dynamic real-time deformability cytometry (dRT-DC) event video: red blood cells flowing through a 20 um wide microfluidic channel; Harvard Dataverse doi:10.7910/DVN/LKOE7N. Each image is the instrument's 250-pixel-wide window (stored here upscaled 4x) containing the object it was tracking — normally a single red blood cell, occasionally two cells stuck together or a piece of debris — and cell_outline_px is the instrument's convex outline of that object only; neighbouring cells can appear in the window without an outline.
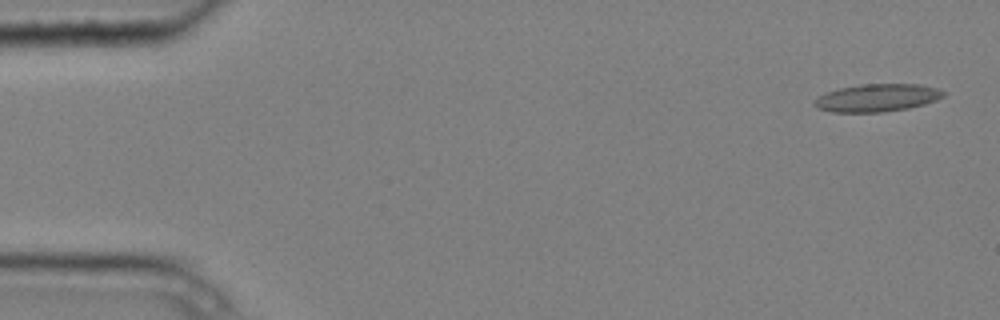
{"species": "common noctule bat (a hibernating species)", "species_latin": "Nyctalus noctula", "temperature_condition": "cold", "stored_images_in_passage": 6, "camera_frame_rate_fps": 3000, "um_per_image_px": 0.085, "animal": {"sex": "male", "body_mass_g": 20.4}, "frame": {"image": 1, "passage_image": 1, "time_ms": 0.0, "image_size_px": [1000, 320], "cell_outline_px": [[948, 92], [944, 96], [936, 100], [924, 104], [908, 108], [884, 112], [832, 112], [816, 108], [812, 104], [820, 96], [828, 92], [840, 88], [860, 84], [920, 84], [936, 88]], "centroid_in_image_um": [74.58, 8.31], "position_along_channel_um": 10.4, "area_um2": 20.81}}
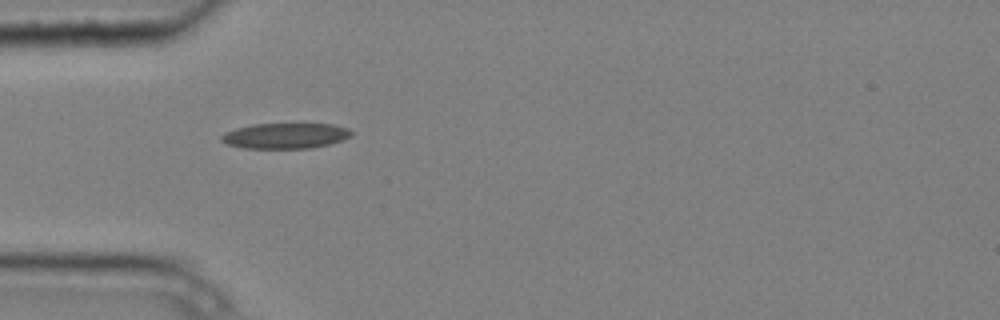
{"frame": {"image": 2, "passage_image": 5, "time_ms": 1.333, "image_size_px": [1000, 320], "cell_outline_px": [[352, 136], [344, 140], [312, 148], [240, 148], [228, 144], [220, 140], [220, 136], [224, 132], [236, 128], [252, 124], [332, 124], [348, 128], [352, 132]], "centroid_in_image_um": [24.25, 11.54], "position_along_channel_um": 60.8, "area_um2": 19.42}}
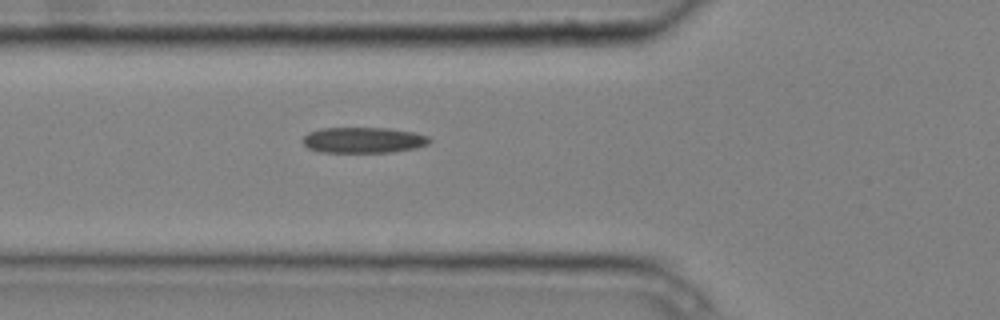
{"frame": {"image": 3, "passage_image": 6, "time_ms": 1.667, "image_size_px": [1000, 320], "cell_outline_px": [[432, 140], [428, 144], [416, 148], [392, 152], [320, 152], [308, 148], [300, 140], [308, 132], [320, 128], [388, 128], [416, 132], [428, 136]], "centroid_in_image_um": [30.89, 11.9], "position_along_channel_um": 94.9, "area_um2": 19.25}}